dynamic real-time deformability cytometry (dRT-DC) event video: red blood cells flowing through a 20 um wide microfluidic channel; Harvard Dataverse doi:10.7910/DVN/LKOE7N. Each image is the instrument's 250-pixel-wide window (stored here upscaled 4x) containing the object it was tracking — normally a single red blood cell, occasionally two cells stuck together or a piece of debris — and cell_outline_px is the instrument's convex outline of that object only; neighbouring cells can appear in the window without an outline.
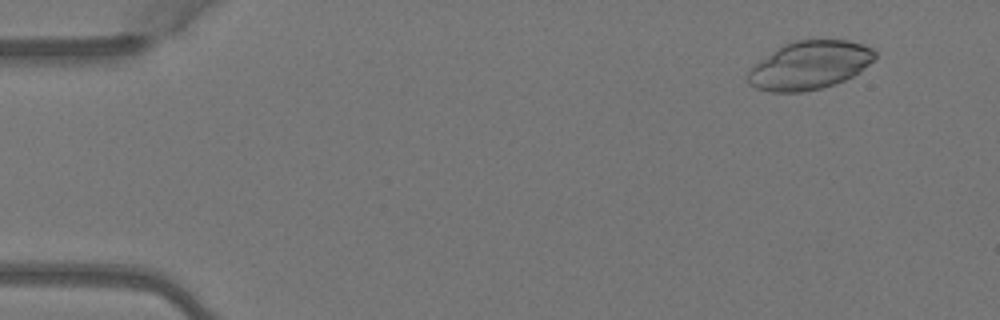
{"species": "Egyptian fruit bat (a non-hibernating species)", "species_latin": "Rousettus aegyptiacus", "temperature_condition": "warm", "stored_images_in_passage": 4, "camera_frame_rate_fps": 3000, "um_per_image_px": 0.085, "animal": {"sex": "female"}, "frame": {"image": 1, "passage_image": 1, "time_ms": 0.0, "image_size_px": [1000, 320], "cell_outline_px": [[876, 60], [860, 72], [844, 80], [820, 88], [804, 92], [768, 92], [756, 88], [748, 84], [748, 72], [752, 64], [784, 44], [796, 40], [848, 40], [864, 44], [872, 48], [876, 52]], "centroid_in_image_um": [68.82, 5.54], "position_along_channel_um": 16.2, "area_um2": 36.01}}